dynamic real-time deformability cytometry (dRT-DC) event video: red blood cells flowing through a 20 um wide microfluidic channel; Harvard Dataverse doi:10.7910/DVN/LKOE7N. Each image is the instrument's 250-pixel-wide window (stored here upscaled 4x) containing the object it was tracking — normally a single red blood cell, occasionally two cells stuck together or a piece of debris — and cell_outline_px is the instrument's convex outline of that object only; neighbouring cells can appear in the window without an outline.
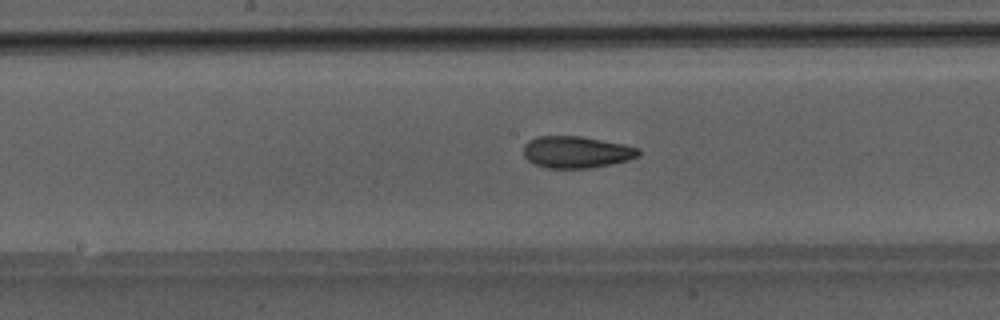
{"species": "Egyptian fruit bat (a non-hibernating species)", "species_latin": "Rousettus aegyptiacus", "temperature_condition": "room temperature", "stored_images_in_passage": 45, "camera_frame_rate_fps": 3000, "um_per_image_px": 0.085, "animal": {"sex": "male"}, "frame": {"image": 1, "passage_image": 24, "time_ms": 7.667, "image_size_px": [1000, 320], "cell_outline_px": [[640, 156], [628, 160], [612, 164], [592, 168], [548, 168], [536, 164], [528, 160], [524, 156], [524, 144], [528, 140], [536, 136], [580, 136], [624, 144], [640, 148]], "centroid_in_image_um": [49.01, 12.92], "position_along_channel_um": 199.2, "area_um2": 21.44}}
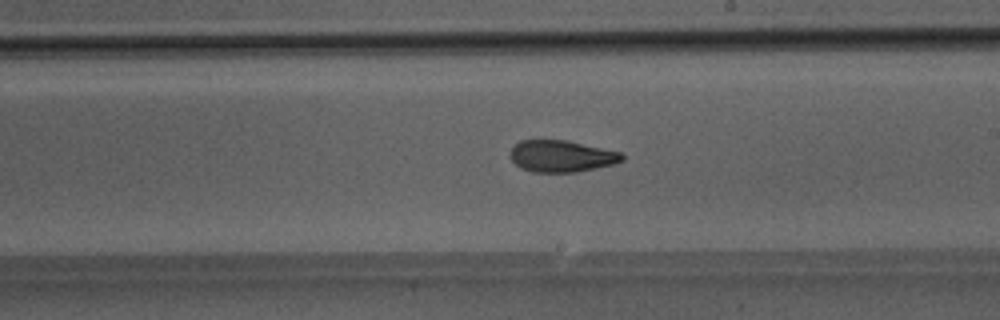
{"frame": {"image": 2, "passage_image": 27, "time_ms": 8.667, "image_size_px": [1000, 320], "cell_outline_px": [[624, 160], [616, 164], [576, 172], [532, 172], [520, 168], [512, 160], [512, 148], [520, 140], [568, 140], [620, 152], [624, 156]], "centroid_in_image_um": [47.76, 13.28], "position_along_channel_um": 241.2, "area_um2": 20.63}}
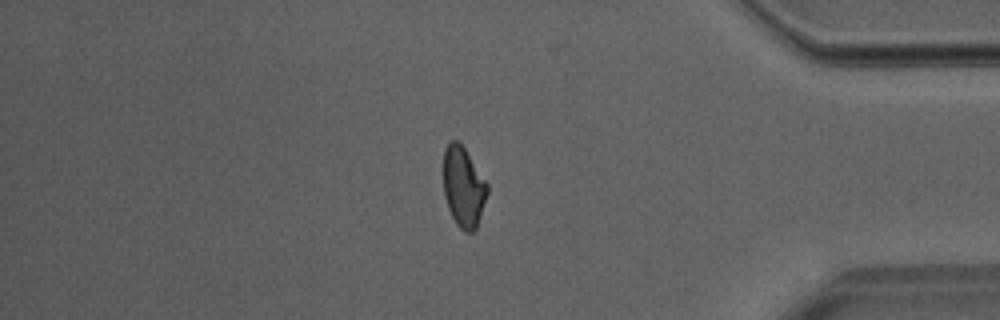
{"frame": {"image": 3, "passage_image": 40, "time_ms": 13.0, "image_size_px": [1000, 320], "cell_outline_px": [[488, 192], [476, 228], [472, 232], [464, 232], [456, 224], [448, 208], [444, 196], [444, 148], [452, 140], [456, 140], [464, 148], [488, 184]], "centroid_in_image_um": [39.39, 15.91], "position_along_channel_um": 395.8, "area_um2": 20.29}}